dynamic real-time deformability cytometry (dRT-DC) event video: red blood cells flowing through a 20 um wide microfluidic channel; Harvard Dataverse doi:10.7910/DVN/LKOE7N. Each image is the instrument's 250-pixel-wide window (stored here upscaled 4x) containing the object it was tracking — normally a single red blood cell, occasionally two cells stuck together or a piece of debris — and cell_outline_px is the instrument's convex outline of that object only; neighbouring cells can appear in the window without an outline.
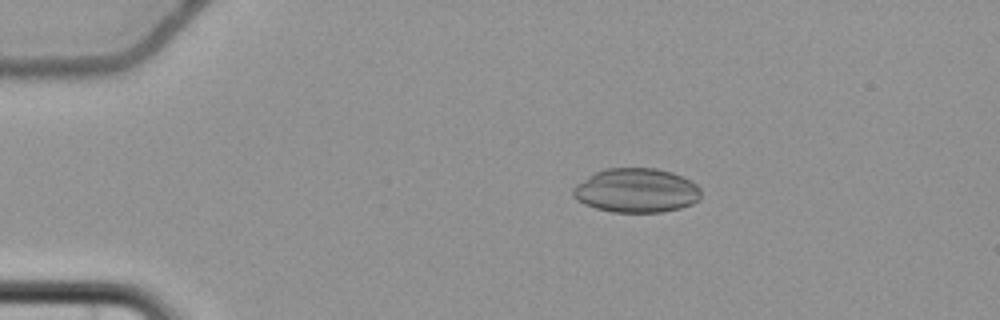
{"species": "common noctule bat (a hibernating species)", "species_latin": "Nyctalus noctula", "temperature_condition": "cold", "stored_images_in_passage": 4, "camera_frame_rate_fps": 3000, "um_per_image_px": 0.085, "animal": {"sex": "female", "body_mass_g": 22.7, "forearm_length_mm": 54.2}, "frame": {"image": 1, "passage_image": 3, "time_ms": 2.667, "image_size_px": [1000, 320], "cell_outline_px": [[700, 200], [692, 204], [680, 208], [660, 212], [612, 212], [596, 208], [584, 204], [576, 200], [572, 196], [572, 188], [576, 184], [596, 172], [604, 168], [656, 168], [672, 172], [684, 176], [692, 180], [700, 188]], "centroid_in_image_um": [54.1, 16.19], "position_along_channel_um": 30.9, "area_um2": 33.23}}